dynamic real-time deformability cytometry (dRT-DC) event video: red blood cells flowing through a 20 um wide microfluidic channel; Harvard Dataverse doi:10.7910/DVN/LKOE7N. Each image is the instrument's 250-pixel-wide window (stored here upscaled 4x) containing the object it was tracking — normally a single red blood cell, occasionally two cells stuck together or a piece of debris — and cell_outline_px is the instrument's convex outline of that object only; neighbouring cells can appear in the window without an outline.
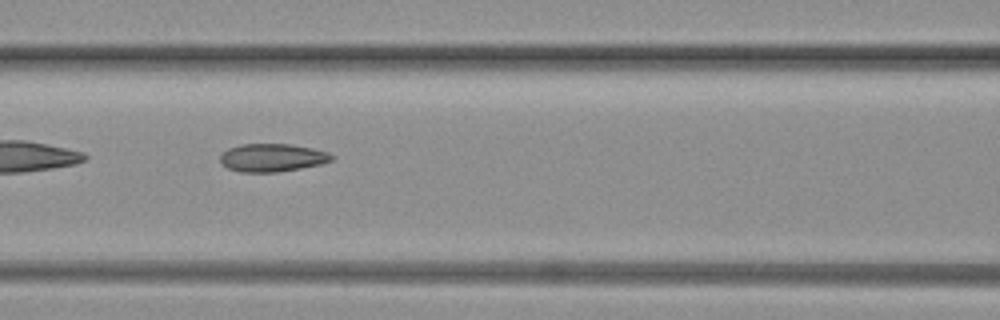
{"species": "common noctule bat (a hibernating species)", "species_latin": "Nyctalus noctula", "temperature_condition": "warm", "stored_images_in_passage": 55, "camera_frame_rate_fps": 3000, "um_per_image_px": 0.085, "animal": {"sex": "female", "body_mass_g": 19.3, "forearm_length_mm": 54.1}, "frame": {"image": 1, "passage_image": 9, "time_ms": 2.667, "image_size_px": [1000, 320], "cell_outline_px": [[336, 156], [332, 160], [320, 164], [300, 168], [276, 172], [240, 172], [228, 168], [220, 160], [220, 156], [228, 148], [240, 144], [292, 144], [312, 148], [328, 152]], "centroid_in_image_um": [23.16, 13.39], "position_along_channel_um": 143.4, "area_um2": 18.15}}
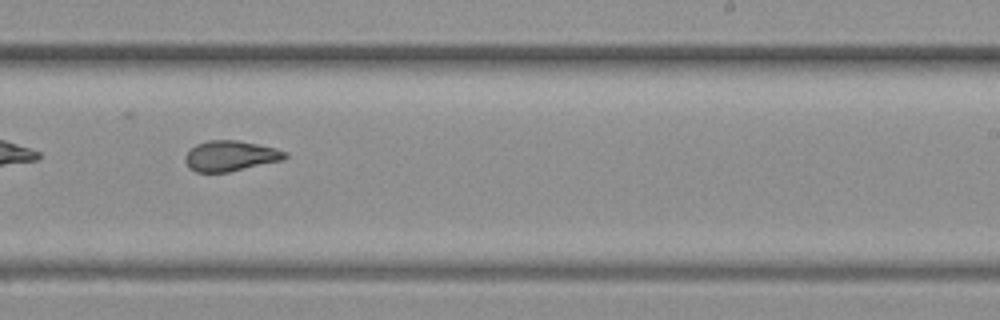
{"frame": {"image": 2, "passage_image": 24, "time_ms": 7.667, "image_size_px": [1000, 320], "cell_outline_px": [[288, 156], [284, 160], [228, 172], [196, 172], [188, 168], [184, 160], [184, 156], [196, 144], [208, 140], [236, 140], [276, 148], [288, 152]], "centroid_in_image_um": [19.59, 13.26], "position_along_channel_um": 269.4, "area_um2": 17.8}}